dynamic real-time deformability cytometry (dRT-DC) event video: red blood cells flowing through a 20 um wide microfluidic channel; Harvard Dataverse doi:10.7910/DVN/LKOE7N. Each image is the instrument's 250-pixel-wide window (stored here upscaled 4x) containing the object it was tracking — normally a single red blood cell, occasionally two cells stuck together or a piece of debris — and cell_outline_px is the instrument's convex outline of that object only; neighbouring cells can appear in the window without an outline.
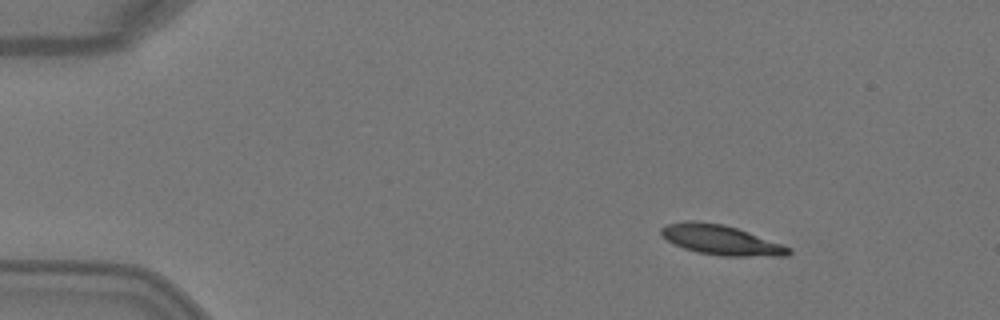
{"species": "Egyptian fruit bat (a non-hibernating species)", "species_latin": "Rousettus aegyptiacus", "temperature_condition": "warm", "stored_images_in_passage": 4, "camera_frame_rate_fps": 3000, "um_per_image_px": 0.085, "animal": {"sex": "female"}, "frame": {"image": 1, "passage_image": 1, "time_ms": 0.0, "image_size_px": [1000, 320], "cell_outline_px": [[792, 252], [788, 256], [720, 256], [696, 252], [684, 248], [668, 240], [660, 232], [660, 228], [668, 224], [692, 220], [724, 224], [748, 232], [792, 248]], "centroid_in_image_um": [61.3, 20.4], "position_along_channel_um": 23.7, "area_um2": 21.96}}